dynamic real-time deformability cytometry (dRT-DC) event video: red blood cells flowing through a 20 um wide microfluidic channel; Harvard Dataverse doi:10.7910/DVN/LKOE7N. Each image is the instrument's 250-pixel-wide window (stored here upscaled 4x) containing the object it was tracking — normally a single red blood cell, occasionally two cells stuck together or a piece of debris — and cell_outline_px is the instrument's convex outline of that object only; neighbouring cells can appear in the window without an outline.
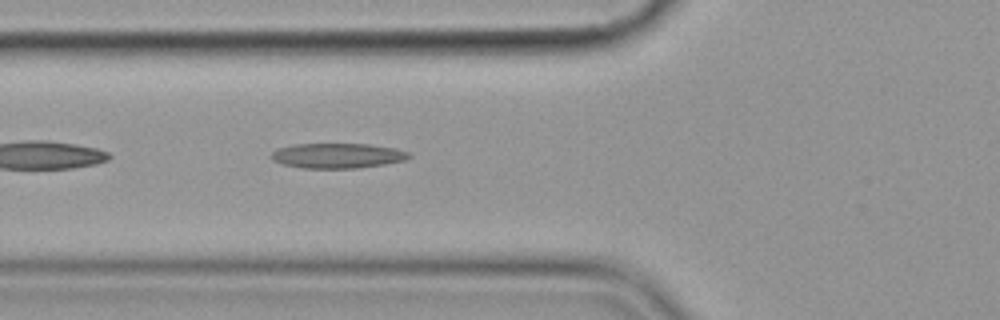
{"species": "common noctule bat (a hibernating species)", "species_latin": "Nyctalus noctula", "temperature_condition": "cold", "stored_images_in_passage": 38, "camera_frame_rate_fps": 3000, "um_per_image_px": 0.085, "animal": {"sex": "female", "body_mass_g": 19.9}, "frame": {"image": 1, "passage_image": 3, "time_ms": 0.667, "image_size_px": [1000, 320], "cell_outline_px": [[412, 156], [404, 160], [384, 164], [356, 168], [300, 168], [284, 164], [272, 160], [272, 152], [276, 148], [292, 144], [368, 144], [396, 148], [408, 152]], "centroid_in_image_um": [28.67, 13.23], "position_along_channel_um": 97.1, "area_um2": 20.06}}
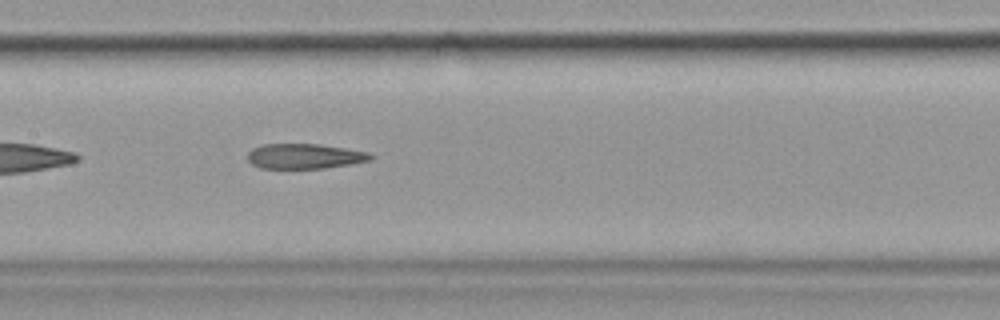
{"frame": {"image": 2, "passage_image": 10, "time_ms": 3.0, "image_size_px": [1000, 320], "cell_outline_px": [[372, 160], [324, 168], [260, 168], [252, 164], [248, 160], [248, 152], [252, 148], [264, 144], [316, 144], [344, 148], [368, 152], [372, 156]], "centroid_in_image_um": [25.85, 13.28], "position_along_channel_um": 181.5, "area_um2": 17.74}}
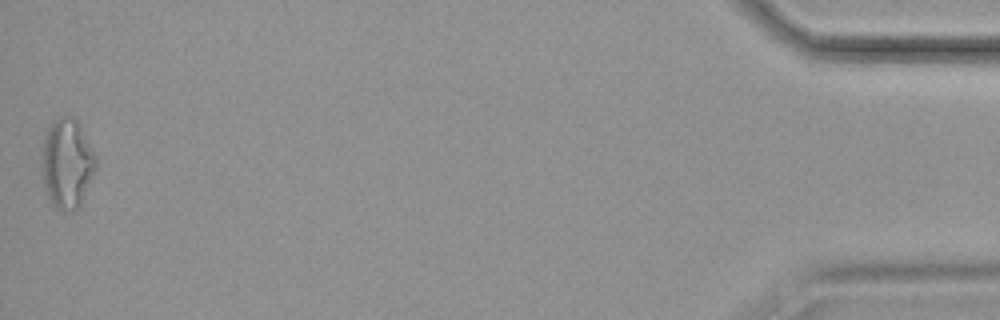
{"frame": {"image": 3, "passage_image": 38, "time_ms": 12.333, "image_size_px": [1000, 320], "cell_outline_px": [[96, 168], [80, 208], [64, 212], [60, 212], [48, 200], [44, 188], [40, 172], [40, 156], [44, 132], [48, 124], [52, 120], [60, 116], [72, 116], [80, 124], [96, 156]], "centroid_in_image_um": [5.64, 13.9], "position_along_channel_um": 429.6, "area_um2": 29.42}, "authors_computed_cell_mechanics": {"area_um2": 19.2474, "velocity_mm_per_s": 3.6019, "shape_relaxation_time_tau1_ms": null, "shape_relaxation_time_tau2_ms": 3.5877, "deformation_change_tau1": null, "deformation_change_tau2": 0.1447}}